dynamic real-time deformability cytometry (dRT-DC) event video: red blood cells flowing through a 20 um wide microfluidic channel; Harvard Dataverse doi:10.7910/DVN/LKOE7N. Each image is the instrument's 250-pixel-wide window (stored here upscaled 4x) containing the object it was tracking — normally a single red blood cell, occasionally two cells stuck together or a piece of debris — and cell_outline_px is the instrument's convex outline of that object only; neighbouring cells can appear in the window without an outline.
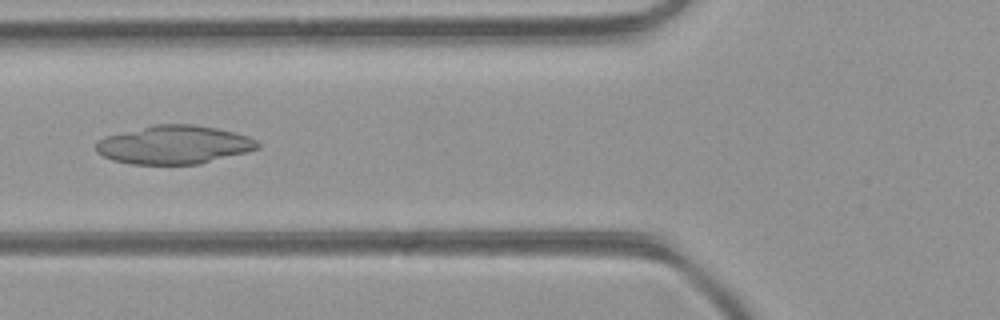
{"species": "common noctule bat (a hibernating species)", "species_latin": "Nyctalus noctula", "temperature_condition": "room temperature", "stored_images_in_passage": 42, "camera_frame_rate_fps": 3000, "um_per_image_px": 0.085, "animal": {"sex": "female", "body_mass_g": 21.9}, "frame": {"image": 1, "passage_image": 17, "time_ms": 5.333, "image_size_px": [1000, 320], "cell_outline_px": [[260, 148], [248, 152], [200, 164], [128, 164], [112, 160], [96, 152], [96, 144], [104, 136], [156, 124], [192, 124], [216, 128], [248, 136], [256, 140], [260, 144]], "centroid_in_image_um": [14.81, 12.31], "position_along_channel_um": 111.0, "area_um2": 36.24}}
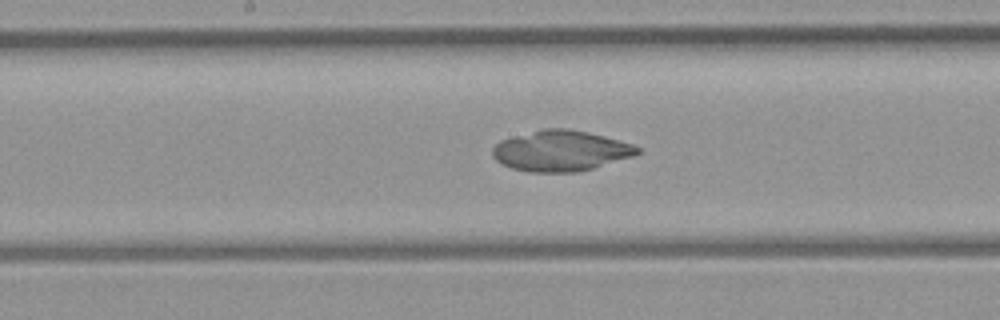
{"frame": {"image": 2, "passage_image": 23, "time_ms": 7.333, "image_size_px": [1000, 320], "cell_outline_px": [[640, 152], [636, 156], [592, 168], [576, 172], [528, 172], [512, 168], [496, 160], [492, 156], [492, 148], [500, 140], [512, 136], [544, 128], [568, 128], [588, 132], [604, 136], [632, 144], [640, 148]], "centroid_in_image_um": [47.66, 12.81], "position_along_channel_um": 200.5, "area_um2": 34.39}}
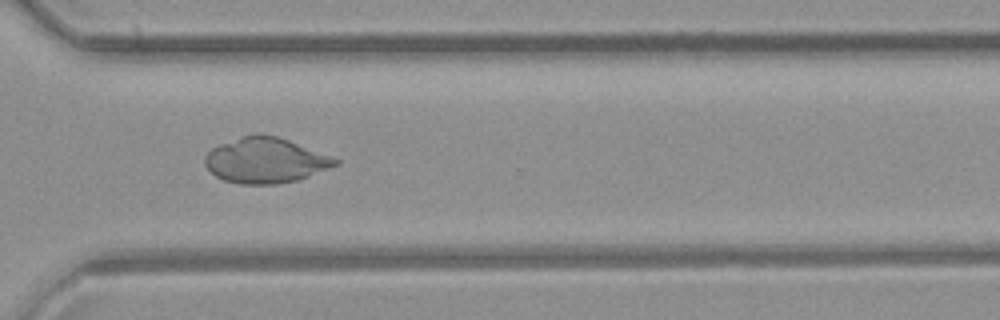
{"frame": {"image": 3, "passage_image": 33, "time_ms": 10.667, "image_size_px": [1000, 320], "cell_outline_px": [[340, 164], [308, 176], [296, 180], [276, 184], [240, 184], [224, 180], [216, 176], [204, 164], [204, 156], [212, 148], [220, 144], [256, 132], [260, 132], [276, 136], [288, 140], [332, 156], [340, 160]], "centroid_in_image_um": [22.57, 13.62], "position_along_channel_um": 348.0, "area_um2": 34.39}}